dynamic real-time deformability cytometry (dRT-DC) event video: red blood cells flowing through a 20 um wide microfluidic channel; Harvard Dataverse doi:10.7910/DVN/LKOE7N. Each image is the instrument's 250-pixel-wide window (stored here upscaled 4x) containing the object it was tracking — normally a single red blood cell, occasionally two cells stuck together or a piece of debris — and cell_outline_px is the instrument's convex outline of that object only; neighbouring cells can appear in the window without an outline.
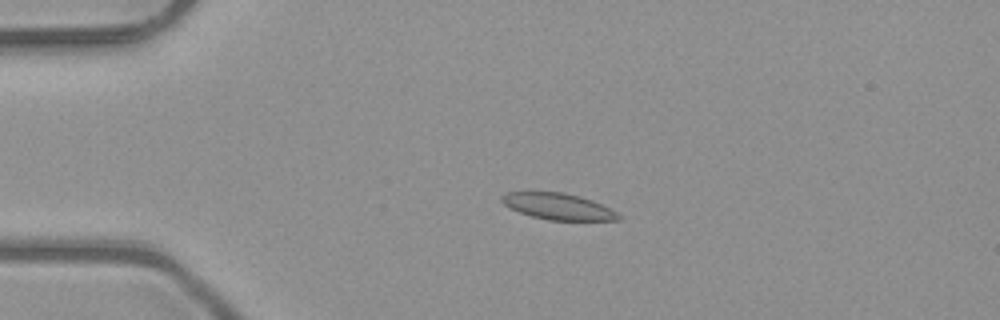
{"species": "common noctule bat (a hibernating species)", "species_latin": "Nyctalus noctula", "temperature_condition": "room temperature", "stored_images_in_passage": 4, "camera_frame_rate_fps": 3000, "um_per_image_px": 0.085, "animal": {"sex": "male", "body_mass_g": 23.1, "forearm_length_mm": 52.7}, "frame": {"image": 1, "passage_image": 4, "time_ms": 1.0, "image_size_px": [1000, 320], "cell_outline_px": [[620, 220], [548, 220], [532, 216], [520, 212], [504, 204], [500, 200], [500, 196], [508, 192], [564, 192], [580, 196], [592, 200], [616, 212], [620, 216]], "centroid_in_image_um": [47.42, 17.54], "position_along_channel_um": 37.6, "area_um2": 17.69}}